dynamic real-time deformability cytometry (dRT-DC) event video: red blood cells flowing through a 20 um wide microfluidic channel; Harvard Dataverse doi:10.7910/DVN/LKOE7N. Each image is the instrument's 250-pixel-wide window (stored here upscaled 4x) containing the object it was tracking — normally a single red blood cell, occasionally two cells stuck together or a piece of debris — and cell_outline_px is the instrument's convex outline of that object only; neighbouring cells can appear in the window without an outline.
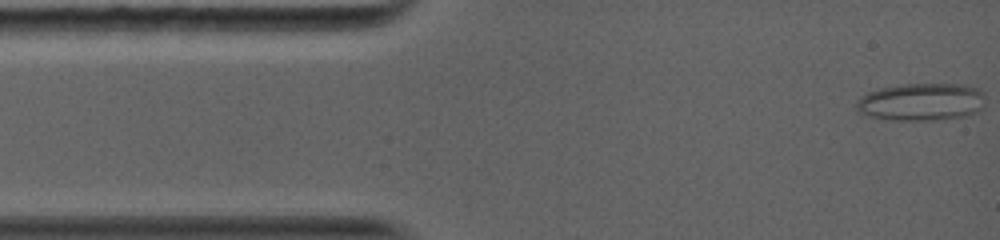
{"species": "common noctule bat (a hibernating species)", "species_latin": "Nyctalus noctula", "temperature_condition": "warm", "stored_images_in_passage": 39, "camera_frame_rate_fps": 5000, "um_per_image_px": 0.085, "animal": {"sex": "female", "body_mass_g": 19.0, "forearm_length_mm": 56.7}, "frame": {"image": 1, "passage_image": 1, "time_ms": 0.0, "image_size_px": [1000, 240], "cell_outline_px": [[984, 96], [980, 108], [976, 112], [964, 116], [936, 120], [888, 120], [868, 116], [860, 112], [856, 108], [856, 104], [860, 96], [868, 92], [880, 88], [904, 84], [960, 84], [976, 88]], "centroid_in_image_um": [78.25, 8.67], "position_along_channel_um": 6.7, "area_um2": 28.03}}
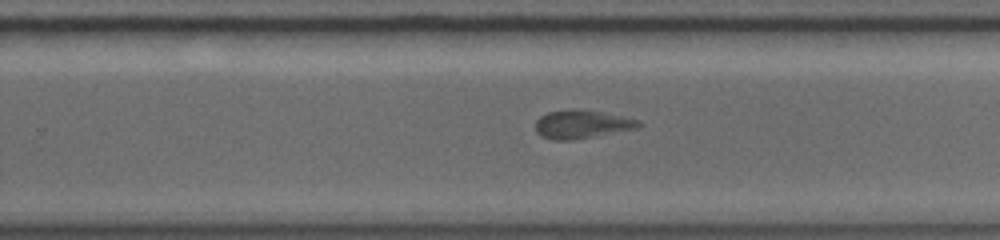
{"frame": {"image": 2, "passage_image": 19, "time_ms": 8.4, "image_size_px": [1000, 240], "cell_outline_px": [[644, 124], [640, 128], [596, 136], [572, 140], [556, 140], [540, 136], [536, 132], [536, 120], [540, 116], [548, 112], [572, 108], [600, 112], [640, 120]], "centroid_in_image_um": [49.47, 10.57], "position_along_channel_um": 280.3, "area_um2": 17.17}}
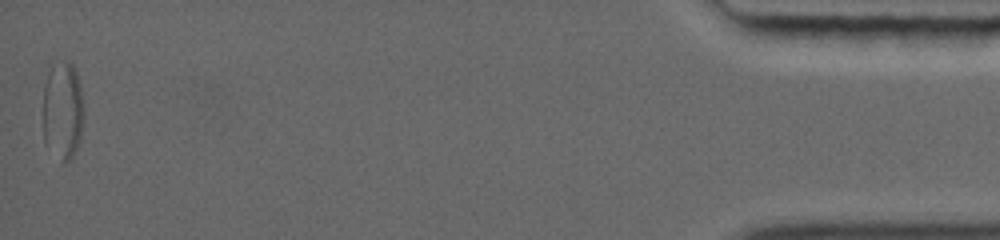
{"frame": {"image": 3, "passage_image": 39, "time_ms": 15.2, "image_size_px": [1000, 240], "cell_outline_px": [[84, 120], [80, 140], [72, 160], [60, 164], [44, 140], [44, 84], [52, 64], [68, 60], [72, 64], [76, 72], [80, 84], [84, 112]], "centroid_in_image_um": [5.36, 9.45], "position_along_channel_um": 429.8, "area_um2": 23.76}, "authors_computed_cell_mechanics": {"area_um2": 19.3052, "velocity_mm_per_s": 4.1434, "shape_relaxation_time_tau1_ms": null, "shape_relaxation_time_tau2_ms": 2.208, "deformation_change_tau1": null, "deformation_change_tau2": 0.0908}}